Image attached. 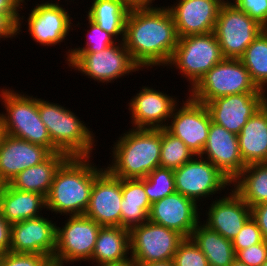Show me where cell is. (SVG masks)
<instances>
[{
    "label": "cell",
    "mask_w": 267,
    "mask_h": 266,
    "mask_svg": "<svg viewBox=\"0 0 267 266\" xmlns=\"http://www.w3.org/2000/svg\"><path fill=\"white\" fill-rule=\"evenodd\" d=\"M178 39L173 16L166 5L158 7L155 4L130 9L124 44L142 71L150 69L153 72L158 67H167Z\"/></svg>",
    "instance_id": "1"
},
{
    "label": "cell",
    "mask_w": 267,
    "mask_h": 266,
    "mask_svg": "<svg viewBox=\"0 0 267 266\" xmlns=\"http://www.w3.org/2000/svg\"><path fill=\"white\" fill-rule=\"evenodd\" d=\"M90 157H68L57 169L46 196V207L51 215H84L95 178L105 169ZM100 167V168H99ZM59 215V216H58Z\"/></svg>",
    "instance_id": "2"
},
{
    "label": "cell",
    "mask_w": 267,
    "mask_h": 266,
    "mask_svg": "<svg viewBox=\"0 0 267 266\" xmlns=\"http://www.w3.org/2000/svg\"><path fill=\"white\" fill-rule=\"evenodd\" d=\"M124 132L113 142L112 158L105 168L117 178H145L160 167L161 129L129 128Z\"/></svg>",
    "instance_id": "3"
},
{
    "label": "cell",
    "mask_w": 267,
    "mask_h": 266,
    "mask_svg": "<svg viewBox=\"0 0 267 266\" xmlns=\"http://www.w3.org/2000/svg\"><path fill=\"white\" fill-rule=\"evenodd\" d=\"M71 110L61 103L38 98V112L54 144V153H65L68 157L93 156L98 145L96 132Z\"/></svg>",
    "instance_id": "4"
},
{
    "label": "cell",
    "mask_w": 267,
    "mask_h": 266,
    "mask_svg": "<svg viewBox=\"0 0 267 266\" xmlns=\"http://www.w3.org/2000/svg\"><path fill=\"white\" fill-rule=\"evenodd\" d=\"M0 99L4 110L0 112V118L5 134L41 145L54 153V144L38 112V96L3 86L0 87Z\"/></svg>",
    "instance_id": "5"
},
{
    "label": "cell",
    "mask_w": 267,
    "mask_h": 266,
    "mask_svg": "<svg viewBox=\"0 0 267 266\" xmlns=\"http://www.w3.org/2000/svg\"><path fill=\"white\" fill-rule=\"evenodd\" d=\"M66 64L70 71H78L84 77L90 78V81L94 80L98 84L102 83L101 85L114 81L118 83L117 79L142 71L132 59L124 41H117L100 52L70 53Z\"/></svg>",
    "instance_id": "6"
},
{
    "label": "cell",
    "mask_w": 267,
    "mask_h": 266,
    "mask_svg": "<svg viewBox=\"0 0 267 266\" xmlns=\"http://www.w3.org/2000/svg\"><path fill=\"white\" fill-rule=\"evenodd\" d=\"M224 59L214 32L187 35L178 44L166 69H175L186 80L187 92L217 63Z\"/></svg>",
    "instance_id": "7"
},
{
    "label": "cell",
    "mask_w": 267,
    "mask_h": 266,
    "mask_svg": "<svg viewBox=\"0 0 267 266\" xmlns=\"http://www.w3.org/2000/svg\"><path fill=\"white\" fill-rule=\"evenodd\" d=\"M66 8L63 3L33 4L32 9H29L30 12L27 13L28 17L22 11L20 13L23 15H20L18 23V35L20 36L24 32L22 27L24 28L26 25L27 31L25 32H29L30 38H32L36 45L39 43V47L47 46L46 48H48L56 47V45L61 47L60 44L62 42L66 43L67 37L72 35L69 34L70 31L73 33L76 27L81 29L80 22L75 21L76 17L73 18L69 8Z\"/></svg>",
    "instance_id": "8"
},
{
    "label": "cell",
    "mask_w": 267,
    "mask_h": 266,
    "mask_svg": "<svg viewBox=\"0 0 267 266\" xmlns=\"http://www.w3.org/2000/svg\"><path fill=\"white\" fill-rule=\"evenodd\" d=\"M242 93H264L251 79L240 59L224 58L212 67L188 92L195 101L206 104L216 98Z\"/></svg>",
    "instance_id": "9"
},
{
    "label": "cell",
    "mask_w": 267,
    "mask_h": 266,
    "mask_svg": "<svg viewBox=\"0 0 267 266\" xmlns=\"http://www.w3.org/2000/svg\"><path fill=\"white\" fill-rule=\"evenodd\" d=\"M174 177L176 192L194 200L201 208L208 202L206 200L219 198L223 191L227 192L231 187V181L200 155H195L190 161L174 169Z\"/></svg>",
    "instance_id": "10"
},
{
    "label": "cell",
    "mask_w": 267,
    "mask_h": 266,
    "mask_svg": "<svg viewBox=\"0 0 267 266\" xmlns=\"http://www.w3.org/2000/svg\"><path fill=\"white\" fill-rule=\"evenodd\" d=\"M57 225L56 248L52 258L59 265L88 262L93 254L101 225L85 215L64 216ZM61 224V226H60Z\"/></svg>",
    "instance_id": "11"
},
{
    "label": "cell",
    "mask_w": 267,
    "mask_h": 266,
    "mask_svg": "<svg viewBox=\"0 0 267 266\" xmlns=\"http://www.w3.org/2000/svg\"><path fill=\"white\" fill-rule=\"evenodd\" d=\"M265 28L231 1L221 5L214 34L224 58L239 59Z\"/></svg>",
    "instance_id": "12"
},
{
    "label": "cell",
    "mask_w": 267,
    "mask_h": 266,
    "mask_svg": "<svg viewBox=\"0 0 267 266\" xmlns=\"http://www.w3.org/2000/svg\"><path fill=\"white\" fill-rule=\"evenodd\" d=\"M130 253L138 264L173 260L184 237L177 231L146 221L130 230Z\"/></svg>",
    "instance_id": "13"
},
{
    "label": "cell",
    "mask_w": 267,
    "mask_h": 266,
    "mask_svg": "<svg viewBox=\"0 0 267 266\" xmlns=\"http://www.w3.org/2000/svg\"><path fill=\"white\" fill-rule=\"evenodd\" d=\"M211 121L207 106L195 101L186 92L183 100L174 106L166 129L180 138L195 155H201Z\"/></svg>",
    "instance_id": "14"
},
{
    "label": "cell",
    "mask_w": 267,
    "mask_h": 266,
    "mask_svg": "<svg viewBox=\"0 0 267 266\" xmlns=\"http://www.w3.org/2000/svg\"><path fill=\"white\" fill-rule=\"evenodd\" d=\"M149 85H142L140 90L128 100L127 106L132 128H166L174 106L180 101L179 96L160 91ZM168 93V94H167Z\"/></svg>",
    "instance_id": "15"
},
{
    "label": "cell",
    "mask_w": 267,
    "mask_h": 266,
    "mask_svg": "<svg viewBox=\"0 0 267 266\" xmlns=\"http://www.w3.org/2000/svg\"><path fill=\"white\" fill-rule=\"evenodd\" d=\"M11 225L10 252L40 254L53 258L56 248L57 221L49 214Z\"/></svg>",
    "instance_id": "16"
},
{
    "label": "cell",
    "mask_w": 267,
    "mask_h": 266,
    "mask_svg": "<svg viewBox=\"0 0 267 266\" xmlns=\"http://www.w3.org/2000/svg\"><path fill=\"white\" fill-rule=\"evenodd\" d=\"M207 205L205 209L208 211L201 208L205 212L201 213L205 217L201 222L229 240H233L252 217L251 207L232 188Z\"/></svg>",
    "instance_id": "17"
},
{
    "label": "cell",
    "mask_w": 267,
    "mask_h": 266,
    "mask_svg": "<svg viewBox=\"0 0 267 266\" xmlns=\"http://www.w3.org/2000/svg\"><path fill=\"white\" fill-rule=\"evenodd\" d=\"M192 199L175 192L151 204L148 220L190 238L201 222V207Z\"/></svg>",
    "instance_id": "18"
},
{
    "label": "cell",
    "mask_w": 267,
    "mask_h": 266,
    "mask_svg": "<svg viewBox=\"0 0 267 266\" xmlns=\"http://www.w3.org/2000/svg\"><path fill=\"white\" fill-rule=\"evenodd\" d=\"M122 179L106 168L95 178L84 213L101 226H121Z\"/></svg>",
    "instance_id": "19"
},
{
    "label": "cell",
    "mask_w": 267,
    "mask_h": 266,
    "mask_svg": "<svg viewBox=\"0 0 267 266\" xmlns=\"http://www.w3.org/2000/svg\"><path fill=\"white\" fill-rule=\"evenodd\" d=\"M167 5L179 38L214 32L217 16L224 0H176Z\"/></svg>",
    "instance_id": "20"
},
{
    "label": "cell",
    "mask_w": 267,
    "mask_h": 266,
    "mask_svg": "<svg viewBox=\"0 0 267 266\" xmlns=\"http://www.w3.org/2000/svg\"><path fill=\"white\" fill-rule=\"evenodd\" d=\"M200 156L210 161L231 182L246 167L240 155L237 135L212 121Z\"/></svg>",
    "instance_id": "21"
},
{
    "label": "cell",
    "mask_w": 267,
    "mask_h": 266,
    "mask_svg": "<svg viewBox=\"0 0 267 266\" xmlns=\"http://www.w3.org/2000/svg\"><path fill=\"white\" fill-rule=\"evenodd\" d=\"M264 93L227 95L207 102L212 122L238 135L247 120L262 107Z\"/></svg>",
    "instance_id": "22"
},
{
    "label": "cell",
    "mask_w": 267,
    "mask_h": 266,
    "mask_svg": "<svg viewBox=\"0 0 267 266\" xmlns=\"http://www.w3.org/2000/svg\"><path fill=\"white\" fill-rule=\"evenodd\" d=\"M51 154L46 147L4 134L0 143V179L8 184L18 173L42 163Z\"/></svg>",
    "instance_id": "23"
},
{
    "label": "cell",
    "mask_w": 267,
    "mask_h": 266,
    "mask_svg": "<svg viewBox=\"0 0 267 266\" xmlns=\"http://www.w3.org/2000/svg\"><path fill=\"white\" fill-rule=\"evenodd\" d=\"M245 165L267 163V111L262 106L237 135Z\"/></svg>",
    "instance_id": "24"
},
{
    "label": "cell",
    "mask_w": 267,
    "mask_h": 266,
    "mask_svg": "<svg viewBox=\"0 0 267 266\" xmlns=\"http://www.w3.org/2000/svg\"><path fill=\"white\" fill-rule=\"evenodd\" d=\"M47 210L46 197L35 192L21 191L5 184L0 196V211L11 224L36 218Z\"/></svg>",
    "instance_id": "25"
},
{
    "label": "cell",
    "mask_w": 267,
    "mask_h": 266,
    "mask_svg": "<svg viewBox=\"0 0 267 266\" xmlns=\"http://www.w3.org/2000/svg\"><path fill=\"white\" fill-rule=\"evenodd\" d=\"M130 257L129 229L121 226H102L97 235L92 257L87 263L98 266L120 262Z\"/></svg>",
    "instance_id": "26"
},
{
    "label": "cell",
    "mask_w": 267,
    "mask_h": 266,
    "mask_svg": "<svg viewBox=\"0 0 267 266\" xmlns=\"http://www.w3.org/2000/svg\"><path fill=\"white\" fill-rule=\"evenodd\" d=\"M67 158L65 153H52L42 163L18 173L8 184L14 189L35 192L46 197L57 169Z\"/></svg>",
    "instance_id": "27"
},
{
    "label": "cell",
    "mask_w": 267,
    "mask_h": 266,
    "mask_svg": "<svg viewBox=\"0 0 267 266\" xmlns=\"http://www.w3.org/2000/svg\"><path fill=\"white\" fill-rule=\"evenodd\" d=\"M121 227L131 229L148 221L151 203L145 192V178L122 179Z\"/></svg>",
    "instance_id": "28"
},
{
    "label": "cell",
    "mask_w": 267,
    "mask_h": 266,
    "mask_svg": "<svg viewBox=\"0 0 267 266\" xmlns=\"http://www.w3.org/2000/svg\"><path fill=\"white\" fill-rule=\"evenodd\" d=\"M83 18H89L116 41H124L130 7L122 0H92Z\"/></svg>",
    "instance_id": "29"
},
{
    "label": "cell",
    "mask_w": 267,
    "mask_h": 266,
    "mask_svg": "<svg viewBox=\"0 0 267 266\" xmlns=\"http://www.w3.org/2000/svg\"><path fill=\"white\" fill-rule=\"evenodd\" d=\"M190 238L206 256L209 266H231L236 259L232 240L212 231L202 222L196 226Z\"/></svg>",
    "instance_id": "30"
},
{
    "label": "cell",
    "mask_w": 267,
    "mask_h": 266,
    "mask_svg": "<svg viewBox=\"0 0 267 266\" xmlns=\"http://www.w3.org/2000/svg\"><path fill=\"white\" fill-rule=\"evenodd\" d=\"M231 188L250 206L267 202V163L247 165Z\"/></svg>",
    "instance_id": "31"
},
{
    "label": "cell",
    "mask_w": 267,
    "mask_h": 266,
    "mask_svg": "<svg viewBox=\"0 0 267 266\" xmlns=\"http://www.w3.org/2000/svg\"><path fill=\"white\" fill-rule=\"evenodd\" d=\"M256 86L267 91V29H264L239 58Z\"/></svg>",
    "instance_id": "32"
},
{
    "label": "cell",
    "mask_w": 267,
    "mask_h": 266,
    "mask_svg": "<svg viewBox=\"0 0 267 266\" xmlns=\"http://www.w3.org/2000/svg\"><path fill=\"white\" fill-rule=\"evenodd\" d=\"M195 154L166 128L161 129L160 167L176 169L190 161Z\"/></svg>",
    "instance_id": "33"
},
{
    "label": "cell",
    "mask_w": 267,
    "mask_h": 266,
    "mask_svg": "<svg viewBox=\"0 0 267 266\" xmlns=\"http://www.w3.org/2000/svg\"><path fill=\"white\" fill-rule=\"evenodd\" d=\"M145 192L151 204L175 193L174 169L155 168L145 177Z\"/></svg>",
    "instance_id": "34"
},
{
    "label": "cell",
    "mask_w": 267,
    "mask_h": 266,
    "mask_svg": "<svg viewBox=\"0 0 267 266\" xmlns=\"http://www.w3.org/2000/svg\"><path fill=\"white\" fill-rule=\"evenodd\" d=\"M88 22L84 24L87 26V30L83 27V30H85L87 33L86 36H83L87 39H85L86 43L85 45H80L78 44L72 48V43L70 44L71 47L69 46L66 47V51H64V59L67 61V58L70 53H94V52H100L109 46L115 44L117 41L107 32H105L102 28H100L98 25H96L93 21H91L89 18L86 19ZM77 47V48H76Z\"/></svg>",
    "instance_id": "35"
},
{
    "label": "cell",
    "mask_w": 267,
    "mask_h": 266,
    "mask_svg": "<svg viewBox=\"0 0 267 266\" xmlns=\"http://www.w3.org/2000/svg\"><path fill=\"white\" fill-rule=\"evenodd\" d=\"M175 266H209L208 260L191 238H184L173 258Z\"/></svg>",
    "instance_id": "36"
},
{
    "label": "cell",
    "mask_w": 267,
    "mask_h": 266,
    "mask_svg": "<svg viewBox=\"0 0 267 266\" xmlns=\"http://www.w3.org/2000/svg\"><path fill=\"white\" fill-rule=\"evenodd\" d=\"M261 230L257 222L251 217L240 230L239 234L232 240L235 253L256 245L263 241Z\"/></svg>",
    "instance_id": "37"
},
{
    "label": "cell",
    "mask_w": 267,
    "mask_h": 266,
    "mask_svg": "<svg viewBox=\"0 0 267 266\" xmlns=\"http://www.w3.org/2000/svg\"><path fill=\"white\" fill-rule=\"evenodd\" d=\"M53 260L40 254L6 252L1 266H50Z\"/></svg>",
    "instance_id": "38"
},
{
    "label": "cell",
    "mask_w": 267,
    "mask_h": 266,
    "mask_svg": "<svg viewBox=\"0 0 267 266\" xmlns=\"http://www.w3.org/2000/svg\"><path fill=\"white\" fill-rule=\"evenodd\" d=\"M231 2L267 29V0H231Z\"/></svg>",
    "instance_id": "39"
},
{
    "label": "cell",
    "mask_w": 267,
    "mask_h": 266,
    "mask_svg": "<svg viewBox=\"0 0 267 266\" xmlns=\"http://www.w3.org/2000/svg\"><path fill=\"white\" fill-rule=\"evenodd\" d=\"M236 259L247 266H261L267 260V241L236 252Z\"/></svg>",
    "instance_id": "40"
},
{
    "label": "cell",
    "mask_w": 267,
    "mask_h": 266,
    "mask_svg": "<svg viewBox=\"0 0 267 266\" xmlns=\"http://www.w3.org/2000/svg\"><path fill=\"white\" fill-rule=\"evenodd\" d=\"M15 37L20 39L18 23L9 14L0 13V41L16 39Z\"/></svg>",
    "instance_id": "41"
},
{
    "label": "cell",
    "mask_w": 267,
    "mask_h": 266,
    "mask_svg": "<svg viewBox=\"0 0 267 266\" xmlns=\"http://www.w3.org/2000/svg\"><path fill=\"white\" fill-rule=\"evenodd\" d=\"M251 215L257 222L263 239L267 241V202L251 207Z\"/></svg>",
    "instance_id": "42"
},
{
    "label": "cell",
    "mask_w": 267,
    "mask_h": 266,
    "mask_svg": "<svg viewBox=\"0 0 267 266\" xmlns=\"http://www.w3.org/2000/svg\"><path fill=\"white\" fill-rule=\"evenodd\" d=\"M22 0H0V13L9 14L17 23L20 21Z\"/></svg>",
    "instance_id": "43"
},
{
    "label": "cell",
    "mask_w": 267,
    "mask_h": 266,
    "mask_svg": "<svg viewBox=\"0 0 267 266\" xmlns=\"http://www.w3.org/2000/svg\"><path fill=\"white\" fill-rule=\"evenodd\" d=\"M11 225L0 211V252L4 254L10 250Z\"/></svg>",
    "instance_id": "44"
},
{
    "label": "cell",
    "mask_w": 267,
    "mask_h": 266,
    "mask_svg": "<svg viewBox=\"0 0 267 266\" xmlns=\"http://www.w3.org/2000/svg\"><path fill=\"white\" fill-rule=\"evenodd\" d=\"M122 1L130 8L151 6L154 5L153 3H157L156 0H122Z\"/></svg>",
    "instance_id": "45"
},
{
    "label": "cell",
    "mask_w": 267,
    "mask_h": 266,
    "mask_svg": "<svg viewBox=\"0 0 267 266\" xmlns=\"http://www.w3.org/2000/svg\"><path fill=\"white\" fill-rule=\"evenodd\" d=\"M98 266H138V264L130 257L120 262L105 263Z\"/></svg>",
    "instance_id": "46"
},
{
    "label": "cell",
    "mask_w": 267,
    "mask_h": 266,
    "mask_svg": "<svg viewBox=\"0 0 267 266\" xmlns=\"http://www.w3.org/2000/svg\"><path fill=\"white\" fill-rule=\"evenodd\" d=\"M26 1H27V3H28V1L30 2L31 0H22V9H21V10H23V12H24L25 9H28V8H26V7L28 6V4L26 3ZM64 1H65V3H66V1H67V2H69L70 4H72L71 2H73V4H74V1H75V0H73V1H72V0H64ZM64 1H61V0H47V1H46V0H45V1L43 0V1H42V0H41V1H39V0H38V1H36L35 3H36V4H37L38 2L41 3V4H42V3H43V4H44V3H45V4H46V3H61V2L64 3ZM26 5H27V6H26Z\"/></svg>",
    "instance_id": "47"
},
{
    "label": "cell",
    "mask_w": 267,
    "mask_h": 266,
    "mask_svg": "<svg viewBox=\"0 0 267 266\" xmlns=\"http://www.w3.org/2000/svg\"><path fill=\"white\" fill-rule=\"evenodd\" d=\"M138 266H175L173 260L159 261V262H150L145 264H140Z\"/></svg>",
    "instance_id": "48"
},
{
    "label": "cell",
    "mask_w": 267,
    "mask_h": 266,
    "mask_svg": "<svg viewBox=\"0 0 267 266\" xmlns=\"http://www.w3.org/2000/svg\"><path fill=\"white\" fill-rule=\"evenodd\" d=\"M262 106L267 111V91H264L263 99H262Z\"/></svg>",
    "instance_id": "49"
},
{
    "label": "cell",
    "mask_w": 267,
    "mask_h": 266,
    "mask_svg": "<svg viewBox=\"0 0 267 266\" xmlns=\"http://www.w3.org/2000/svg\"><path fill=\"white\" fill-rule=\"evenodd\" d=\"M4 134H5V132H4V128H3V123H2V120L0 118V143L2 141Z\"/></svg>",
    "instance_id": "50"
},
{
    "label": "cell",
    "mask_w": 267,
    "mask_h": 266,
    "mask_svg": "<svg viewBox=\"0 0 267 266\" xmlns=\"http://www.w3.org/2000/svg\"><path fill=\"white\" fill-rule=\"evenodd\" d=\"M231 266H247L246 264L238 261L237 259H235L233 262H232V265Z\"/></svg>",
    "instance_id": "51"
},
{
    "label": "cell",
    "mask_w": 267,
    "mask_h": 266,
    "mask_svg": "<svg viewBox=\"0 0 267 266\" xmlns=\"http://www.w3.org/2000/svg\"><path fill=\"white\" fill-rule=\"evenodd\" d=\"M5 183L0 179V196H1V192L3 190Z\"/></svg>",
    "instance_id": "52"
},
{
    "label": "cell",
    "mask_w": 267,
    "mask_h": 266,
    "mask_svg": "<svg viewBox=\"0 0 267 266\" xmlns=\"http://www.w3.org/2000/svg\"><path fill=\"white\" fill-rule=\"evenodd\" d=\"M3 256H4V253L0 252V266H1V261H2Z\"/></svg>",
    "instance_id": "53"
},
{
    "label": "cell",
    "mask_w": 267,
    "mask_h": 266,
    "mask_svg": "<svg viewBox=\"0 0 267 266\" xmlns=\"http://www.w3.org/2000/svg\"><path fill=\"white\" fill-rule=\"evenodd\" d=\"M50 266H67V265H59V264H56V263H52Z\"/></svg>",
    "instance_id": "54"
},
{
    "label": "cell",
    "mask_w": 267,
    "mask_h": 266,
    "mask_svg": "<svg viewBox=\"0 0 267 266\" xmlns=\"http://www.w3.org/2000/svg\"><path fill=\"white\" fill-rule=\"evenodd\" d=\"M261 266H267V260Z\"/></svg>",
    "instance_id": "55"
}]
</instances>
